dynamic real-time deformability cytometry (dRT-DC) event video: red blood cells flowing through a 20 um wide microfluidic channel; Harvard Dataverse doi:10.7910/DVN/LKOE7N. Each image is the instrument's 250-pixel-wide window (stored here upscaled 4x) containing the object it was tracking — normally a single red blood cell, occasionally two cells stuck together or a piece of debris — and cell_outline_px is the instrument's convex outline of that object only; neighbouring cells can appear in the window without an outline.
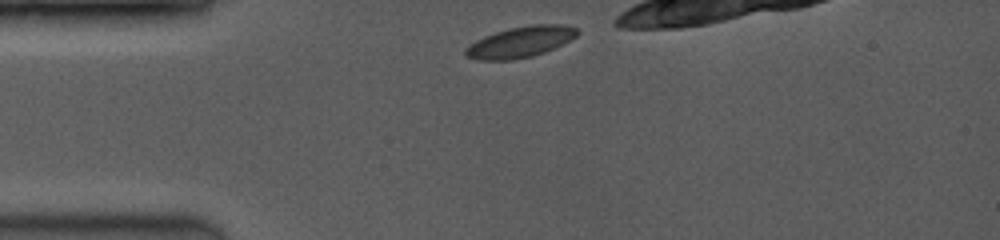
{"species": "common noctule bat (a hibernating species)", "species_latin": "Nyctalus noctula", "temperature_condition": "room temperature", "stored_images_in_passage": 8, "camera_frame_rate_fps": 3500, "um_per_image_px": 0.085, "animal": {"sex": "female", "body_mass_g": 19.0, "forearm_length_mm": 53.3}, "frame": {"image": 1, "passage_image": 1, "time_ms": 0.0, "image_size_px": [1000, 240], "cell_outline_px": [[580, 32], [576, 36], [544, 52], [532, 56], [512, 60], [480, 60], [464, 56], [464, 48], [476, 40], [484, 36], [508, 28], [528, 24], [560, 24], [576, 28]], "centroid_in_image_um": [44.18, 3.56], "position_along_channel_um": 40.8, "area_um2": 20.06}}
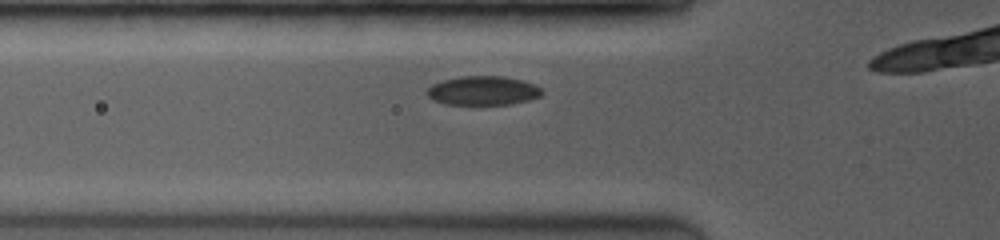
{"frame": {"image": 2, "passage_image": 5, "time_ms": 1.714, "image_size_px": [1000, 240], "cell_outline_px": [[544, 92], [540, 96], [528, 100], [512, 104], [444, 104], [432, 100], [424, 92], [432, 84], [444, 80], [460, 76], [504, 76], [520, 80], [532, 84], [540, 88]], "centroid_in_image_um": [41.01, 7.71], "position_along_channel_um": 84.8, "area_um2": 19.42}}